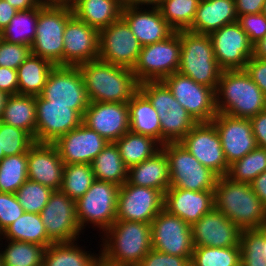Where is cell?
Segmentation results:
<instances>
[{
    "mask_svg": "<svg viewBox=\"0 0 266 266\" xmlns=\"http://www.w3.org/2000/svg\"><path fill=\"white\" fill-rule=\"evenodd\" d=\"M127 182L165 193L170 187L169 165L165 152L161 149L151 158L130 167Z\"/></svg>",
    "mask_w": 266,
    "mask_h": 266,
    "instance_id": "f1b7e54d",
    "label": "cell"
},
{
    "mask_svg": "<svg viewBox=\"0 0 266 266\" xmlns=\"http://www.w3.org/2000/svg\"><path fill=\"white\" fill-rule=\"evenodd\" d=\"M265 0H235L237 16L262 13Z\"/></svg>",
    "mask_w": 266,
    "mask_h": 266,
    "instance_id": "9f6ffc18",
    "label": "cell"
},
{
    "mask_svg": "<svg viewBox=\"0 0 266 266\" xmlns=\"http://www.w3.org/2000/svg\"><path fill=\"white\" fill-rule=\"evenodd\" d=\"M7 242L5 250L0 251L3 266H43L46 247L23 241Z\"/></svg>",
    "mask_w": 266,
    "mask_h": 266,
    "instance_id": "ab89813d",
    "label": "cell"
},
{
    "mask_svg": "<svg viewBox=\"0 0 266 266\" xmlns=\"http://www.w3.org/2000/svg\"><path fill=\"white\" fill-rule=\"evenodd\" d=\"M25 213L16 195L0 192V231L1 233Z\"/></svg>",
    "mask_w": 266,
    "mask_h": 266,
    "instance_id": "681fc988",
    "label": "cell"
},
{
    "mask_svg": "<svg viewBox=\"0 0 266 266\" xmlns=\"http://www.w3.org/2000/svg\"><path fill=\"white\" fill-rule=\"evenodd\" d=\"M237 19L235 0H200L188 31L209 35L224 25L237 22Z\"/></svg>",
    "mask_w": 266,
    "mask_h": 266,
    "instance_id": "83f0119b",
    "label": "cell"
},
{
    "mask_svg": "<svg viewBox=\"0 0 266 266\" xmlns=\"http://www.w3.org/2000/svg\"><path fill=\"white\" fill-rule=\"evenodd\" d=\"M64 162L53 143L35 142L28 151V179L52 190L62 186Z\"/></svg>",
    "mask_w": 266,
    "mask_h": 266,
    "instance_id": "d4e9b609",
    "label": "cell"
},
{
    "mask_svg": "<svg viewBox=\"0 0 266 266\" xmlns=\"http://www.w3.org/2000/svg\"><path fill=\"white\" fill-rule=\"evenodd\" d=\"M95 180L122 186L128 178V168L124 164L118 146L108 142L91 163Z\"/></svg>",
    "mask_w": 266,
    "mask_h": 266,
    "instance_id": "e575fe53",
    "label": "cell"
},
{
    "mask_svg": "<svg viewBox=\"0 0 266 266\" xmlns=\"http://www.w3.org/2000/svg\"><path fill=\"white\" fill-rule=\"evenodd\" d=\"M143 9V11H142ZM149 9V10H148ZM123 7L122 18L130 26L141 46L160 42L175 30L162 17L158 8Z\"/></svg>",
    "mask_w": 266,
    "mask_h": 266,
    "instance_id": "4316f807",
    "label": "cell"
},
{
    "mask_svg": "<svg viewBox=\"0 0 266 266\" xmlns=\"http://www.w3.org/2000/svg\"><path fill=\"white\" fill-rule=\"evenodd\" d=\"M0 266H3V261H2L1 254H0Z\"/></svg>",
    "mask_w": 266,
    "mask_h": 266,
    "instance_id": "2644e50d",
    "label": "cell"
},
{
    "mask_svg": "<svg viewBox=\"0 0 266 266\" xmlns=\"http://www.w3.org/2000/svg\"><path fill=\"white\" fill-rule=\"evenodd\" d=\"M31 53V46L10 43L0 38V67L17 70Z\"/></svg>",
    "mask_w": 266,
    "mask_h": 266,
    "instance_id": "c3c4849f",
    "label": "cell"
},
{
    "mask_svg": "<svg viewBox=\"0 0 266 266\" xmlns=\"http://www.w3.org/2000/svg\"><path fill=\"white\" fill-rule=\"evenodd\" d=\"M252 57L266 60V35L253 44Z\"/></svg>",
    "mask_w": 266,
    "mask_h": 266,
    "instance_id": "6125c7cd",
    "label": "cell"
},
{
    "mask_svg": "<svg viewBox=\"0 0 266 266\" xmlns=\"http://www.w3.org/2000/svg\"><path fill=\"white\" fill-rule=\"evenodd\" d=\"M200 0H162L158 7L162 17L175 30H188L196 16Z\"/></svg>",
    "mask_w": 266,
    "mask_h": 266,
    "instance_id": "b9f144b4",
    "label": "cell"
},
{
    "mask_svg": "<svg viewBox=\"0 0 266 266\" xmlns=\"http://www.w3.org/2000/svg\"><path fill=\"white\" fill-rule=\"evenodd\" d=\"M181 40L179 31L163 41L141 47L137 63L132 69L139 83L163 81L180 66Z\"/></svg>",
    "mask_w": 266,
    "mask_h": 266,
    "instance_id": "9c48e42d",
    "label": "cell"
},
{
    "mask_svg": "<svg viewBox=\"0 0 266 266\" xmlns=\"http://www.w3.org/2000/svg\"><path fill=\"white\" fill-rule=\"evenodd\" d=\"M37 21L38 6L18 11L0 32V38L10 43L31 46L36 37Z\"/></svg>",
    "mask_w": 266,
    "mask_h": 266,
    "instance_id": "74e56055",
    "label": "cell"
},
{
    "mask_svg": "<svg viewBox=\"0 0 266 266\" xmlns=\"http://www.w3.org/2000/svg\"><path fill=\"white\" fill-rule=\"evenodd\" d=\"M118 192V185L95 180L89 190L76 201L80 229L83 230L89 223L102 230V233L110 228L116 221Z\"/></svg>",
    "mask_w": 266,
    "mask_h": 266,
    "instance_id": "30bf717a",
    "label": "cell"
},
{
    "mask_svg": "<svg viewBox=\"0 0 266 266\" xmlns=\"http://www.w3.org/2000/svg\"><path fill=\"white\" fill-rule=\"evenodd\" d=\"M5 157L4 152L1 151V145H0V161Z\"/></svg>",
    "mask_w": 266,
    "mask_h": 266,
    "instance_id": "89a4df30",
    "label": "cell"
},
{
    "mask_svg": "<svg viewBox=\"0 0 266 266\" xmlns=\"http://www.w3.org/2000/svg\"><path fill=\"white\" fill-rule=\"evenodd\" d=\"M211 122L220 136L228 165L241 159L257 147L250 119L217 113Z\"/></svg>",
    "mask_w": 266,
    "mask_h": 266,
    "instance_id": "ffe728a7",
    "label": "cell"
},
{
    "mask_svg": "<svg viewBox=\"0 0 266 266\" xmlns=\"http://www.w3.org/2000/svg\"><path fill=\"white\" fill-rule=\"evenodd\" d=\"M83 123V116L70 105L50 104L36 96L35 142L54 143L60 136Z\"/></svg>",
    "mask_w": 266,
    "mask_h": 266,
    "instance_id": "d6986e66",
    "label": "cell"
},
{
    "mask_svg": "<svg viewBox=\"0 0 266 266\" xmlns=\"http://www.w3.org/2000/svg\"><path fill=\"white\" fill-rule=\"evenodd\" d=\"M0 91L7 95L18 94L17 70L7 67H0Z\"/></svg>",
    "mask_w": 266,
    "mask_h": 266,
    "instance_id": "db71d44e",
    "label": "cell"
},
{
    "mask_svg": "<svg viewBox=\"0 0 266 266\" xmlns=\"http://www.w3.org/2000/svg\"><path fill=\"white\" fill-rule=\"evenodd\" d=\"M264 251H265V258H266V226H264Z\"/></svg>",
    "mask_w": 266,
    "mask_h": 266,
    "instance_id": "03108f58",
    "label": "cell"
},
{
    "mask_svg": "<svg viewBox=\"0 0 266 266\" xmlns=\"http://www.w3.org/2000/svg\"><path fill=\"white\" fill-rule=\"evenodd\" d=\"M129 130L150 136L161 144V125L157 111L139 90L128 102Z\"/></svg>",
    "mask_w": 266,
    "mask_h": 266,
    "instance_id": "4dcf8cb0",
    "label": "cell"
},
{
    "mask_svg": "<svg viewBox=\"0 0 266 266\" xmlns=\"http://www.w3.org/2000/svg\"><path fill=\"white\" fill-rule=\"evenodd\" d=\"M72 8L43 0L38 5L36 37L31 45L32 54L63 66V35L67 22L73 17Z\"/></svg>",
    "mask_w": 266,
    "mask_h": 266,
    "instance_id": "8992f818",
    "label": "cell"
},
{
    "mask_svg": "<svg viewBox=\"0 0 266 266\" xmlns=\"http://www.w3.org/2000/svg\"><path fill=\"white\" fill-rule=\"evenodd\" d=\"M54 190L27 179L15 192L19 204L25 212L39 214Z\"/></svg>",
    "mask_w": 266,
    "mask_h": 266,
    "instance_id": "bcb514c9",
    "label": "cell"
},
{
    "mask_svg": "<svg viewBox=\"0 0 266 266\" xmlns=\"http://www.w3.org/2000/svg\"><path fill=\"white\" fill-rule=\"evenodd\" d=\"M17 12L18 10L7 1L0 0V32L10 23Z\"/></svg>",
    "mask_w": 266,
    "mask_h": 266,
    "instance_id": "6f0895ef",
    "label": "cell"
},
{
    "mask_svg": "<svg viewBox=\"0 0 266 266\" xmlns=\"http://www.w3.org/2000/svg\"><path fill=\"white\" fill-rule=\"evenodd\" d=\"M250 185L256 196L266 206V171L259 174L250 182Z\"/></svg>",
    "mask_w": 266,
    "mask_h": 266,
    "instance_id": "680465c9",
    "label": "cell"
},
{
    "mask_svg": "<svg viewBox=\"0 0 266 266\" xmlns=\"http://www.w3.org/2000/svg\"><path fill=\"white\" fill-rule=\"evenodd\" d=\"M264 227L244 229L240 236L241 266H266Z\"/></svg>",
    "mask_w": 266,
    "mask_h": 266,
    "instance_id": "f6af8a7d",
    "label": "cell"
},
{
    "mask_svg": "<svg viewBox=\"0 0 266 266\" xmlns=\"http://www.w3.org/2000/svg\"><path fill=\"white\" fill-rule=\"evenodd\" d=\"M103 236L101 260L113 266H137L152 249L148 223L115 221Z\"/></svg>",
    "mask_w": 266,
    "mask_h": 266,
    "instance_id": "3957f363",
    "label": "cell"
},
{
    "mask_svg": "<svg viewBox=\"0 0 266 266\" xmlns=\"http://www.w3.org/2000/svg\"><path fill=\"white\" fill-rule=\"evenodd\" d=\"M141 45L130 26L121 17L99 30V59L133 69L139 58Z\"/></svg>",
    "mask_w": 266,
    "mask_h": 266,
    "instance_id": "5bb4252c",
    "label": "cell"
},
{
    "mask_svg": "<svg viewBox=\"0 0 266 266\" xmlns=\"http://www.w3.org/2000/svg\"><path fill=\"white\" fill-rule=\"evenodd\" d=\"M180 66L178 72L215 91L222 69L219 67L209 35L180 30Z\"/></svg>",
    "mask_w": 266,
    "mask_h": 266,
    "instance_id": "5b68a950",
    "label": "cell"
},
{
    "mask_svg": "<svg viewBox=\"0 0 266 266\" xmlns=\"http://www.w3.org/2000/svg\"><path fill=\"white\" fill-rule=\"evenodd\" d=\"M215 95L217 113L231 117L251 119L266 109V95L245 70L222 71Z\"/></svg>",
    "mask_w": 266,
    "mask_h": 266,
    "instance_id": "277c9868",
    "label": "cell"
},
{
    "mask_svg": "<svg viewBox=\"0 0 266 266\" xmlns=\"http://www.w3.org/2000/svg\"><path fill=\"white\" fill-rule=\"evenodd\" d=\"M100 260L101 254H91L78 247L75 241L61 242L46 248L43 266H98Z\"/></svg>",
    "mask_w": 266,
    "mask_h": 266,
    "instance_id": "836d02e7",
    "label": "cell"
},
{
    "mask_svg": "<svg viewBox=\"0 0 266 266\" xmlns=\"http://www.w3.org/2000/svg\"><path fill=\"white\" fill-rule=\"evenodd\" d=\"M165 152L170 174V187L191 191H214L218 176L202 165L179 142L161 146Z\"/></svg>",
    "mask_w": 266,
    "mask_h": 266,
    "instance_id": "ba28073f",
    "label": "cell"
},
{
    "mask_svg": "<svg viewBox=\"0 0 266 266\" xmlns=\"http://www.w3.org/2000/svg\"><path fill=\"white\" fill-rule=\"evenodd\" d=\"M164 208V193L154 188L140 187L127 181L119 187L116 221L150 224Z\"/></svg>",
    "mask_w": 266,
    "mask_h": 266,
    "instance_id": "9a60e30c",
    "label": "cell"
},
{
    "mask_svg": "<svg viewBox=\"0 0 266 266\" xmlns=\"http://www.w3.org/2000/svg\"><path fill=\"white\" fill-rule=\"evenodd\" d=\"M214 208L241 230L266 226V206L256 196L250 183L236 182L227 176L218 177Z\"/></svg>",
    "mask_w": 266,
    "mask_h": 266,
    "instance_id": "7a4b0ae2",
    "label": "cell"
},
{
    "mask_svg": "<svg viewBox=\"0 0 266 266\" xmlns=\"http://www.w3.org/2000/svg\"><path fill=\"white\" fill-rule=\"evenodd\" d=\"M214 57L224 70H244L252 57L253 44L238 22L224 25L209 34Z\"/></svg>",
    "mask_w": 266,
    "mask_h": 266,
    "instance_id": "ac0fdd59",
    "label": "cell"
},
{
    "mask_svg": "<svg viewBox=\"0 0 266 266\" xmlns=\"http://www.w3.org/2000/svg\"><path fill=\"white\" fill-rule=\"evenodd\" d=\"M257 146L266 149V109L250 119Z\"/></svg>",
    "mask_w": 266,
    "mask_h": 266,
    "instance_id": "11a10c76",
    "label": "cell"
},
{
    "mask_svg": "<svg viewBox=\"0 0 266 266\" xmlns=\"http://www.w3.org/2000/svg\"><path fill=\"white\" fill-rule=\"evenodd\" d=\"M28 179V153L6 156L0 161V192L12 193Z\"/></svg>",
    "mask_w": 266,
    "mask_h": 266,
    "instance_id": "60d3db41",
    "label": "cell"
},
{
    "mask_svg": "<svg viewBox=\"0 0 266 266\" xmlns=\"http://www.w3.org/2000/svg\"><path fill=\"white\" fill-rule=\"evenodd\" d=\"M192 257H181L151 249L137 266H187Z\"/></svg>",
    "mask_w": 266,
    "mask_h": 266,
    "instance_id": "816d5d0a",
    "label": "cell"
},
{
    "mask_svg": "<svg viewBox=\"0 0 266 266\" xmlns=\"http://www.w3.org/2000/svg\"><path fill=\"white\" fill-rule=\"evenodd\" d=\"M266 171V149L256 147L241 159L229 165L227 177L236 182L250 183Z\"/></svg>",
    "mask_w": 266,
    "mask_h": 266,
    "instance_id": "7bdbcfd3",
    "label": "cell"
},
{
    "mask_svg": "<svg viewBox=\"0 0 266 266\" xmlns=\"http://www.w3.org/2000/svg\"><path fill=\"white\" fill-rule=\"evenodd\" d=\"M5 240L23 241L48 247L54 242L48 237L40 214L25 212L2 232Z\"/></svg>",
    "mask_w": 266,
    "mask_h": 266,
    "instance_id": "8d00e7d4",
    "label": "cell"
},
{
    "mask_svg": "<svg viewBox=\"0 0 266 266\" xmlns=\"http://www.w3.org/2000/svg\"><path fill=\"white\" fill-rule=\"evenodd\" d=\"M34 138L22 129L0 121V145L5 157L28 153Z\"/></svg>",
    "mask_w": 266,
    "mask_h": 266,
    "instance_id": "7dc6e473",
    "label": "cell"
},
{
    "mask_svg": "<svg viewBox=\"0 0 266 266\" xmlns=\"http://www.w3.org/2000/svg\"><path fill=\"white\" fill-rule=\"evenodd\" d=\"M83 123L108 142H116L129 131L128 102H89Z\"/></svg>",
    "mask_w": 266,
    "mask_h": 266,
    "instance_id": "603a6c76",
    "label": "cell"
},
{
    "mask_svg": "<svg viewBox=\"0 0 266 266\" xmlns=\"http://www.w3.org/2000/svg\"><path fill=\"white\" fill-rule=\"evenodd\" d=\"M18 11L37 7L43 0H5Z\"/></svg>",
    "mask_w": 266,
    "mask_h": 266,
    "instance_id": "94428289",
    "label": "cell"
},
{
    "mask_svg": "<svg viewBox=\"0 0 266 266\" xmlns=\"http://www.w3.org/2000/svg\"><path fill=\"white\" fill-rule=\"evenodd\" d=\"M139 90L157 111L161 125V145L179 142L197 123L163 81L140 83Z\"/></svg>",
    "mask_w": 266,
    "mask_h": 266,
    "instance_id": "52a82bcc",
    "label": "cell"
},
{
    "mask_svg": "<svg viewBox=\"0 0 266 266\" xmlns=\"http://www.w3.org/2000/svg\"><path fill=\"white\" fill-rule=\"evenodd\" d=\"M98 266H113V265L107 264V263L103 262L102 260H100Z\"/></svg>",
    "mask_w": 266,
    "mask_h": 266,
    "instance_id": "a7ac6f4b",
    "label": "cell"
},
{
    "mask_svg": "<svg viewBox=\"0 0 266 266\" xmlns=\"http://www.w3.org/2000/svg\"><path fill=\"white\" fill-rule=\"evenodd\" d=\"M241 232L237 225L215 208L191 225L194 247H240Z\"/></svg>",
    "mask_w": 266,
    "mask_h": 266,
    "instance_id": "7402d4cb",
    "label": "cell"
},
{
    "mask_svg": "<svg viewBox=\"0 0 266 266\" xmlns=\"http://www.w3.org/2000/svg\"><path fill=\"white\" fill-rule=\"evenodd\" d=\"M55 4L72 8L80 0H50Z\"/></svg>",
    "mask_w": 266,
    "mask_h": 266,
    "instance_id": "be15d7a7",
    "label": "cell"
},
{
    "mask_svg": "<svg viewBox=\"0 0 266 266\" xmlns=\"http://www.w3.org/2000/svg\"><path fill=\"white\" fill-rule=\"evenodd\" d=\"M152 248L173 256L192 257L191 226L162 209L150 223Z\"/></svg>",
    "mask_w": 266,
    "mask_h": 266,
    "instance_id": "4fadbf2b",
    "label": "cell"
},
{
    "mask_svg": "<svg viewBox=\"0 0 266 266\" xmlns=\"http://www.w3.org/2000/svg\"><path fill=\"white\" fill-rule=\"evenodd\" d=\"M262 13H263V15H264L265 18H266V0H265V2H264V5H263Z\"/></svg>",
    "mask_w": 266,
    "mask_h": 266,
    "instance_id": "003e7915",
    "label": "cell"
},
{
    "mask_svg": "<svg viewBox=\"0 0 266 266\" xmlns=\"http://www.w3.org/2000/svg\"><path fill=\"white\" fill-rule=\"evenodd\" d=\"M107 143L108 141L96 131L82 123L77 128L60 136L53 144L56 146L64 165H67L91 164Z\"/></svg>",
    "mask_w": 266,
    "mask_h": 266,
    "instance_id": "cb8c5ba5",
    "label": "cell"
},
{
    "mask_svg": "<svg viewBox=\"0 0 266 266\" xmlns=\"http://www.w3.org/2000/svg\"><path fill=\"white\" fill-rule=\"evenodd\" d=\"M161 2L162 0H121L123 7H144L146 5L147 7L158 8Z\"/></svg>",
    "mask_w": 266,
    "mask_h": 266,
    "instance_id": "91938a15",
    "label": "cell"
},
{
    "mask_svg": "<svg viewBox=\"0 0 266 266\" xmlns=\"http://www.w3.org/2000/svg\"><path fill=\"white\" fill-rule=\"evenodd\" d=\"M121 0H80L73 7V15L98 30L122 16Z\"/></svg>",
    "mask_w": 266,
    "mask_h": 266,
    "instance_id": "f546056e",
    "label": "cell"
},
{
    "mask_svg": "<svg viewBox=\"0 0 266 266\" xmlns=\"http://www.w3.org/2000/svg\"><path fill=\"white\" fill-rule=\"evenodd\" d=\"M0 121L27 131L35 141L36 97L22 94L10 95Z\"/></svg>",
    "mask_w": 266,
    "mask_h": 266,
    "instance_id": "d6a6232c",
    "label": "cell"
},
{
    "mask_svg": "<svg viewBox=\"0 0 266 266\" xmlns=\"http://www.w3.org/2000/svg\"><path fill=\"white\" fill-rule=\"evenodd\" d=\"M9 95H7L5 92L0 91V119L3 113V110L5 108L7 99H8Z\"/></svg>",
    "mask_w": 266,
    "mask_h": 266,
    "instance_id": "e7e4bbea",
    "label": "cell"
},
{
    "mask_svg": "<svg viewBox=\"0 0 266 266\" xmlns=\"http://www.w3.org/2000/svg\"><path fill=\"white\" fill-rule=\"evenodd\" d=\"M54 67L50 61L31 53L17 69L18 94L40 96Z\"/></svg>",
    "mask_w": 266,
    "mask_h": 266,
    "instance_id": "1f68e13d",
    "label": "cell"
},
{
    "mask_svg": "<svg viewBox=\"0 0 266 266\" xmlns=\"http://www.w3.org/2000/svg\"><path fill=\"white\" fill-rule=\"evenodd\" d=\"M202 165L218 177L226 176V162L220 136L212 122H199L179 141Z\"/></svg>",
    "mask_w": 266,
    "mask_h": 266,
    "instance_id": "2e32d148",
    "label": "cell"
},
{
    "mask_svg": "<svg viewBox=\"0 0 266 266\" xmlns=\"http://www.w3.org/2000/svg\"><path fill=\"white\" fill-rule=\"evenodd\" d=\"M89 102L126 103L139 91L132 69L99 58L78 66Z\"/></svg>",
    "mask_w": 266,
    "mask_h": 266,
    "instance_id": "6da1fadb",
    "label": "cell"
},
{
    "mask_svg": "<svg viewBox=\"0 0 266 266\" xmlns=\"http://www.w3.org/2000/svg\"><path fill=\"white\" fill-rule=\"evenodd\" d=\"M244 70L266 95V60L251 57Z\"/></svg>",
    "mask_w": 266,
    "mask_h": 266,
    "instance_id": "f5cc1de1",
    "label": "cell"
},
{
    "mask_svg": "<svg viewBox=\"0 0 266 266\" xmlns=\"http://www.w3.org/2000/svg\"><path fill=\"white\" fill-rule=\"evenodd\" d=\"M41 96L50 104L70 105L82 116L89 105L84 79L78 67L55 66Z\"/></svg>",
    "mask_w": 266,
    "mask_h": 266,
    "instance_id": "8fae6325",
    "label": "cell"
},
{
    "mask_svg": "<svg viewBox=\"0 0 266 266\" xmlns=\"http://www.w3.org/2000/svg\"><path fill=\"white\" fill-rule=\"evenodd\" d=\"M115 144L118 146L121 158L128 169L154 156L161 150L162 146L154 138L130 130L120 137Z\"/></svg>",
    "mask_w": 266,
    "mask_h": 266,
    "instance_id": "d590c367",
    "label": "cell"
},
{
    "mask_svg": "<svg viewBox=\"0 0 266 266\" xmlns=\"http://www.w3.org/2000/svg\"><path fill=\"white\" fill-rule=\"evenodd\" d=\"M214 208V191H191L168 188L164 193V209L190 226Z\"/></svg>",
    "mask_w": 266,
    "mask_h": 266,
    "instance_id": "484cf974",
    "label": "cell"
},
{
    "mask_svg": "<svg viewBox=\"0 0 266 266\" xmlns=\"http://www.w3.org/2000/svg\"><path fill=\"white\" fill-rule=\"evenodd\" d=\"M94 181L91 164H67L64 165L60 190L76 202L89 190Z\"/></svg>",
    "mask_w": 266,
    "mask_h": 266,
    "instance_id": "f35d334b",
    "label": "cell"
},
{
    "mask_svg": "<svg viewBox=\"0 0 266 266\" xmlns=\"http://www.w3.org/2000/svg\"><path fill=\"white\" fill-rule=\"evenodd\" d=\"M63 66L78 67L99 57V30L73 16L63 35Z\"/></svg>",
    "mask_w": 266,
    "mask_h": 266,
    "instance_id": "44dd1931",
    "label": "cell"
},
{
    "mask_svg": "<svg viewBox=\"0 0 266 266\" xmlns=\"http://www.w3.org/2000/svg\"><path fill=\"white\" fill-rule=\"evenodd\" d=\"M48 237L54 243L77 241L81 229L76 216V202L61 190H54L39 213Z\"/></svg>",
    "mask_w": 266,
    "mask_h": 266,
    "instance_id": "e0dca14e",
    "label": "cell"
},
{
    "mask_svg": "<svg viewBox=\"0 0 266 266\" xmlns=\"http://www.w3.org/2000/svg\"><path fill=\"white\" fill-rule=\"evenodd\" d=\"M163 82L197 123L211 122L217 115L216 95L213 88L198 84L179 72L169 75Z\"/></svg>",
    "mask_w": 266,
    "mask_h": 266,
    "instance_id": "7c38bea8",
    "label": "cell"
},
{
    "mask_svg": "<svg viewBox=\"0 0 266 266\" xmlns=\"http://www.w3.org/2000/svg\"><path fill=\"white\" fill-rule=\"evenodd\" d=\"M237 22L248 35L252 44L266 35V18L263 13L238 16Z\"/></svg>",
    "mask_w": 266,
    "mask_h": 266,
    "instance_id": "f907efd6",
    "label": "cell"
},
{
    "mask_svg": "<svg viewBox=\"0 0 266 266\" xmlns=\"http://www.w3.org/2000/svg\"><path fill=\"white\" fill-rule=\"evenodd\" d=\"M192 266H241L240 247H194Z\"/></svg>",
    "mask_w": 266,
    "mask_h": 266,
    "instance_id": "ee69618b",
    "label": "cell"
}]
</instances>
